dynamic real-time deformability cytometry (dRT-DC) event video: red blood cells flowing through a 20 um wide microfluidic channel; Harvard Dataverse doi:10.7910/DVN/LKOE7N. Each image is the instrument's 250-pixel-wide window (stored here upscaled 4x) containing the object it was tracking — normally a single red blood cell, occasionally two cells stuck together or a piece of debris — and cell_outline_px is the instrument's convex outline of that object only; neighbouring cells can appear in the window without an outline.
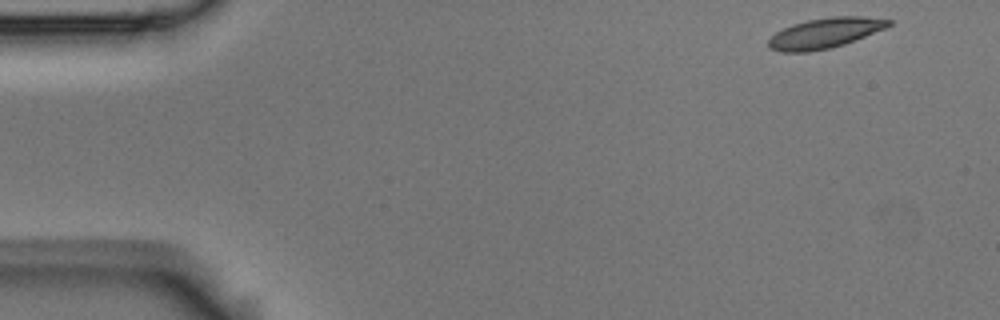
{"species": "Egyptian fruit bat (a non-hibernating species)", "species_latin": "Rousettus aegyptiacus", "temperature_condition": "room temperature", "stored_images_in_passage": 50, "camera_frame_rate_fps": 3000, "um_per_image_px": 0.085, "animal": {"sex": "male"}, "frame": {"image": 1, "passage_image": 1, "time_ms": 0.0, "image_size_px": [1000, 320], "cell_outline_px": [[892, 24], [884, 28], [844, 44], [832, 48], [808, 52], [780, 52], [768, 48], [768, 40], [776, 32], [792, 24], [808, 20], [832, 16], [860, 16], [892, 20]], "centroid_in_image_um": [70.08, 2.82], "position_along_channel_um": 14.9, "area_um2": 21.04}}
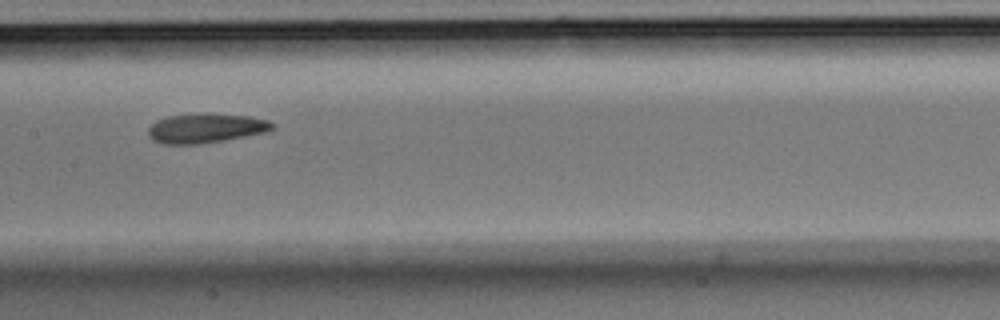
{"frame": {"image": 2, "passage_image": 24, "time_ms": 7.667, "image_size_px": [1000, 320], "cell_outline_px": [[276, 128], [268, 132], [224, 140], [200, 144], [164, 144], [152, 140], [148, 136], [148, 128], [156, 120], [168, 116], [248, 116], [268, 120], [276, 124]], "centroid_in_image_um": [17.51, 10.95], "position_along_channel_um": 189.9, "area_um2": 20.58}}
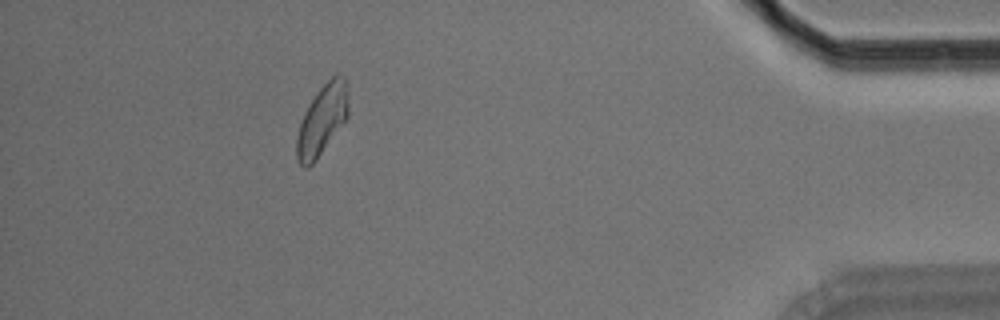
{"frame": {"image": 3, "passage_image": 46, "time_ms": 15.0, "image_size_px": [1000, 320], "cell_outline_px": [[348, 116], [316, 160], [308, 168], [304, 168], [296, 160], [296, 136], [304, 112], [316, 92], [336, 72], [340, 72], [348, 80]], "centroid_in_image_um": [27.39, 10.15], "position_along_channel_um": 407.8, "area_um2": 21.39}, "authors_computed_cell_mechanics": {"area_um2": 21.097, "velocity_mm_per_s": 3.6846, "shape_relaxation_time_tau1_ms": 9.6761, "shape_relaxation_time_tau2_ms": 2.6499, "deformation_change_tau1": 0.1913, "deformation_change_tau2": 0.0885}}